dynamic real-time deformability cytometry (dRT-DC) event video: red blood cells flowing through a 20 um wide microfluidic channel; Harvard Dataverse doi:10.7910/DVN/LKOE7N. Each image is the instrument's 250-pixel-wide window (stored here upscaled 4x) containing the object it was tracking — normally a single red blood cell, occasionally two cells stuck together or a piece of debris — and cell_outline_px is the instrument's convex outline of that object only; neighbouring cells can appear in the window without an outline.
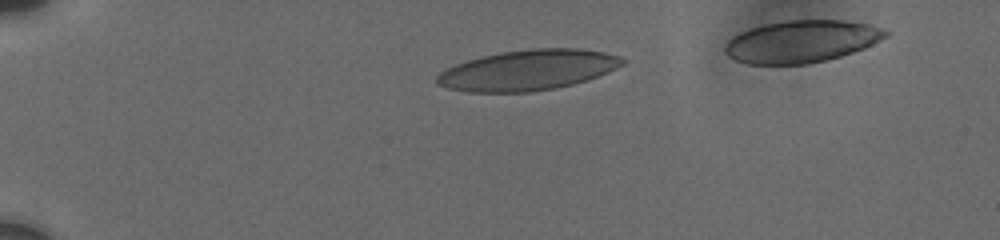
{"species": "human", "species_latin": "Homo sapiens", "temperature_condition": "cold", "stored_images_in_passage": 7, "camera_frame_rate_fps": 3000, "um_per_image_px": 0.085, "donor": {"sex": "male"}, "frame": {"image": 1, "passage_image": 2, "time_ms": 0.667, "image_size_px": [1000, 240], "cell_outline_px": [[628, 60], [624, 64], [608, 72], [572, 84], [556, 88], [532, 92], [468, 92], [448, 88], [436, 84], [436, 76], [440, 72], [456, 64], [468, 60], [500, 52], [532, 48], [580, 48], [604, 52], [620, 56]], "centroid_in_image_um": [44.89, 5.95], "position_along_channel_um": 40.1, "area_um2": 43.7}}
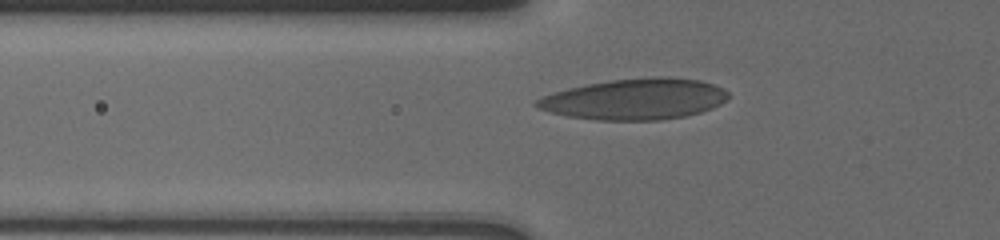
{"frame": {"image": 2, "passage_image": 6, "time_ms": 3.0, "image_size_px": [1000, 240], "cell_outline_px": [[728, 96], [720, 104], [712, 108], [700, 112], [684, 116], [656, 120], [600, 120], [568, 116], [552, 112], [540, 108], [532, 104], [540, 96], [552, 92], [568, 88], [588, 84], [612, 80], [656, 76], [668, 76], [700, 80], [724, 88], [728, 92]], "centroid_in_image_um": [53.96, 8.41], "position_along_channel_um": 71.8, "area_um2": 45.6}}